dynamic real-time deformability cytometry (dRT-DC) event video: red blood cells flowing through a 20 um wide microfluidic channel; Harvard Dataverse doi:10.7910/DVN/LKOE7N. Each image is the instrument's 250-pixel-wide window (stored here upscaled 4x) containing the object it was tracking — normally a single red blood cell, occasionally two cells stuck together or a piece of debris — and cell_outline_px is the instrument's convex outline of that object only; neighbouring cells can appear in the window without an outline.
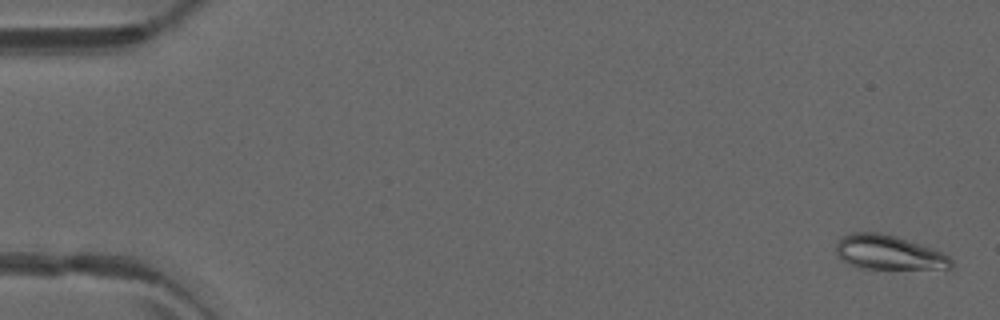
{"species": "common noctule bat (a hibernating species)", "species_latin": "Nyctalus noctula", "temperature_condition": "warm", "stored_images_in_passage": 3, "camera_frame_rate_fps": 3000, "um_per_image_px": 0.085, "animal": {"sex": "male", "forearm_length_mm": 52.5}, "frame": {"image": 1, "passage_image": 1, "time_ms": 0.0, "image_size_px": [1000, 320], "cell_outline_px": [[952, 272], [860, 268], [840, 260], [836, 256], [836, 244], [840, 236], [852, 232], [880, 232], [896, 236], [932, 248], [948, 256], [952, 260]], "centroid_in_image_um": [75.61, 21.52], "position_along_channel_um": 9.4, "area_um2": 24.33}}